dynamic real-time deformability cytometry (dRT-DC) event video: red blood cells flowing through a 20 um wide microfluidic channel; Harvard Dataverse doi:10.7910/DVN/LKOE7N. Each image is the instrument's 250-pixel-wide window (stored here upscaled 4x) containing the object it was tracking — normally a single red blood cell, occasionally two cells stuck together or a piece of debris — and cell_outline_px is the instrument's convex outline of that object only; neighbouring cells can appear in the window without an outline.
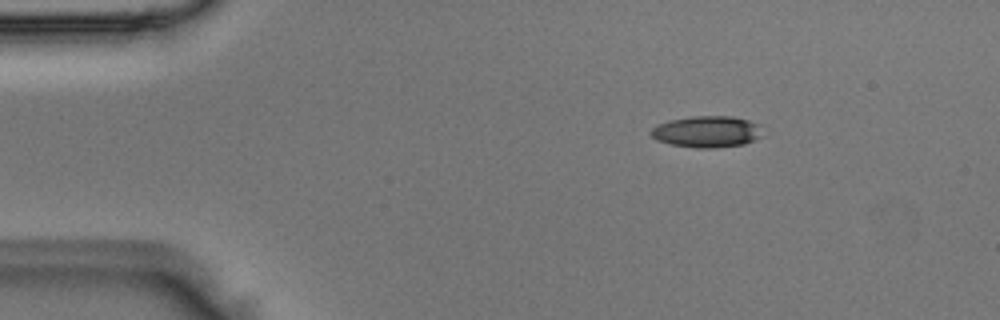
{"species": "Egyptian fruit bat (a non-hibernating species)", "species_latin": "Rousettus aegyptiacus", "temperature_condition": "room temperature", "stored_images_in_passage": 45, "camera_frame_rate_fps": 3000, "um_per_image_px": 0.085, "animal": {"sex": "male"}, "frame": {"image": 1, "passage_image": 3, "time_ms": 0.667, "image_size_px": [1000, 320], "cell_outline_px": [[764, 136], [744, 144], [716, 148], [696, 148], [668, 144], [656, 140], [648, 132], [656, 124], [672, 120], [692, 116], [732, 116], [748, 120], [760, 124]], "centroid_in_image_um": [60.1, 11.2], "position_along_channel_um": 24.9, "area_um2": 20.81}}
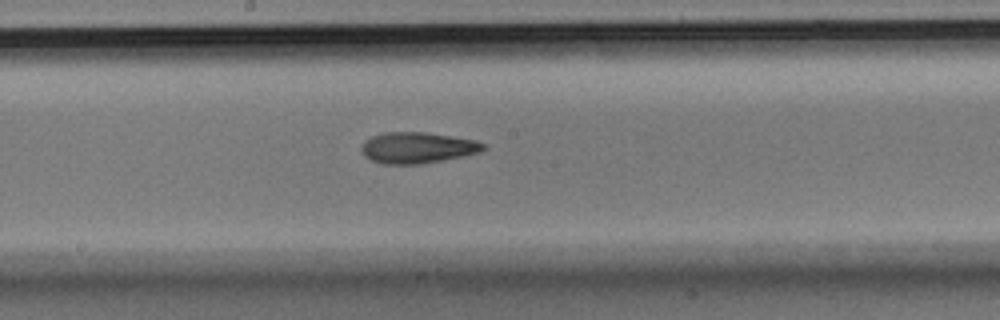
{"frame": {"image": 2, "passage_image": 22, "time_ms": 7.0, "image_size_px": [1000, 320], "cell_outline_px": [[488, 148], [480, 152], [464, 156], [420, 164], [384, 164], [372, 160], [364, 156], [360, 152], [360, 148], [364, 140], [372, 136], [384, 132], [424, 132], [476, 140], [484, 144]], "centroid_in_image_um": [35.46, 12.55], "position_along_channel_um": 212.7, "area_um2": 22.2}}
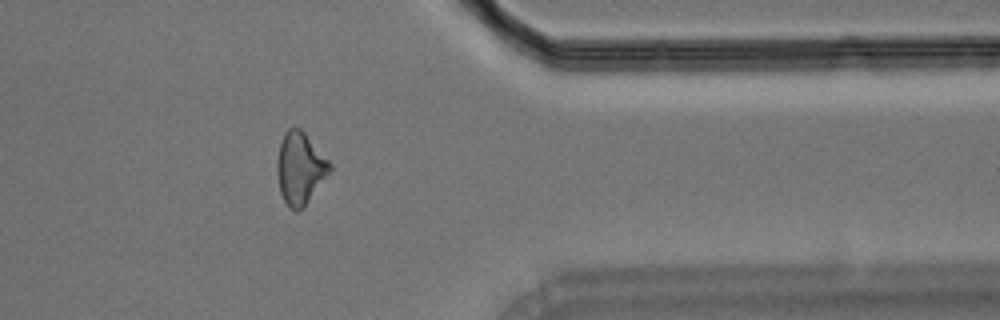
{"frame": {"image": 3, "passage_image": 36, "time_ms": 11.667, "image_size_px": [1000, 320], "cell_outline_px": [[332, 168], [304, 204], [296, 212], [288, 208], [280, 192], [276, 172], [276, 160], [280, 144], [284, 132], [288, 128], [300, 128], [304, 132], [332, 164]], "centroid_in_image_um": [25.46, 14.27], "position_along_channel_um": 385.9, "area_um2": 21.68}}